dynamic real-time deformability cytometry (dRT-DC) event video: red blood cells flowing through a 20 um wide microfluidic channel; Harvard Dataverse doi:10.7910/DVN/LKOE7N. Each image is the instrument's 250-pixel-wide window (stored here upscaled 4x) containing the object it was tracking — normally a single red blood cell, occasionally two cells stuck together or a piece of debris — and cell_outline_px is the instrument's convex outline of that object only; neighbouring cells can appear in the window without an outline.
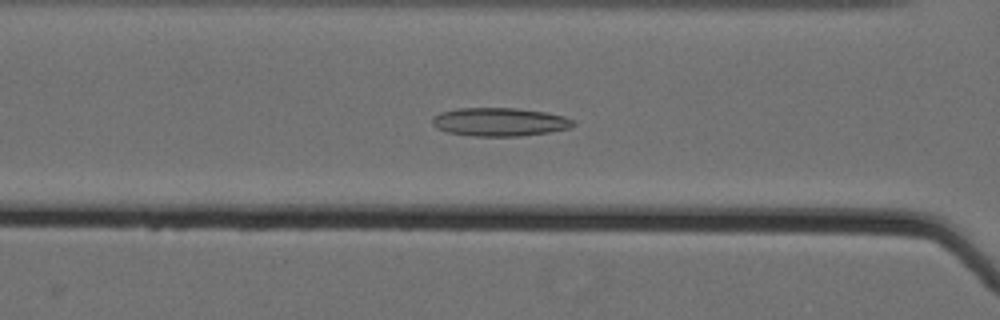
{"species": "Egyptian fruit bat (a non-hibernating species)", "species_latin": "Rousettus aegyptiacus", "temperature_condition": "cold", "stored_images_in_passage": 48, "camera_frame_rate_fps": 3000, "um_per_image_px": 0.085, "animal": {"sex": "female"}, "frame": {"image": 1, "passage_image": 17, "time_ms": 5.333, "image_size_px": [1000, 320], "cell_outline_px": [[576, 124], [568, 128], [548, 132], [520, 136], [472, 136], [448, 132], [436, 128], [432, 124], [432, 116], [440, 112], [456, 108], [516, 108], [544, 112], [564, 116], [576, 120]], "centroid_in_image_um": [42.45, 10.36], "position_along_channel_um": 124.2, "area_um2": 23.41}}
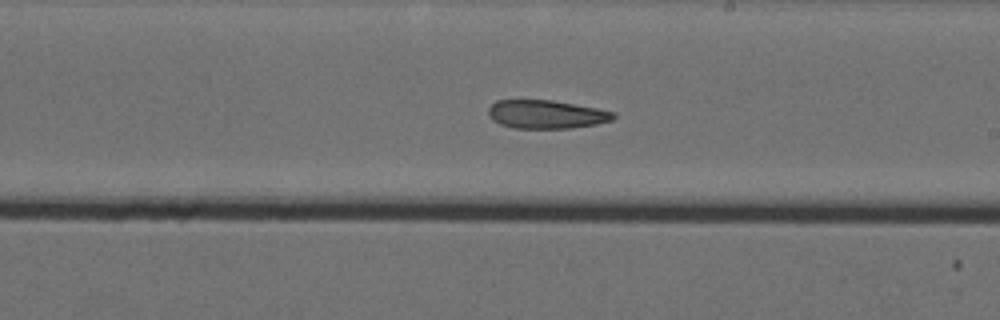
{"frame": {"image": 2, "passage_image": 27, "time_ms": 8.667, "image_size_px": [1000, 320], "cell_outline_px": [[616, 116], [612, 120], [596, 124], [572, 128], [512, 128], [500, 124], [492, 120], [488, 116], [488, 108], [496, 100], [552, 100], [596, 108], [612, 112]], "centroid_in_image_um": [46.38, 9.72], "position_along_channel_um": 242.6, "area_um2": 20.69}}
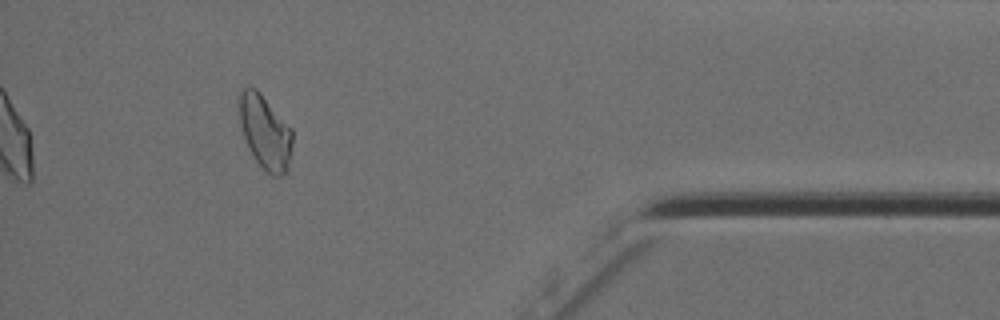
{"frame": {"image": 3, "passage_image": 44, "time_ms": 14.333, "image_size_px": [1000, 320], "cell_outline_px": [[292, 144], [288, 172], [280, 176], [272, 176], [256, 160], [248, 148], [240, 124], [240, 92], [244, 88], [256, 88], [260, 92], [292, 128]], "centroid_in_image_um": [22.57, 11.24], "position_along_channel_um": 412.6, "area_um2": 22.72}, "authors_computed_cell_mechanics": {"area_um2": 22.7443, "velocity_mm_per_s": 3.5581, "shape_relaxation_time_tau1_ms": null, "shape_relaxation_time_tau2_ms": 7.966, "deformation_change_tau1": null, "deformation_change_tau2": 0.173}}